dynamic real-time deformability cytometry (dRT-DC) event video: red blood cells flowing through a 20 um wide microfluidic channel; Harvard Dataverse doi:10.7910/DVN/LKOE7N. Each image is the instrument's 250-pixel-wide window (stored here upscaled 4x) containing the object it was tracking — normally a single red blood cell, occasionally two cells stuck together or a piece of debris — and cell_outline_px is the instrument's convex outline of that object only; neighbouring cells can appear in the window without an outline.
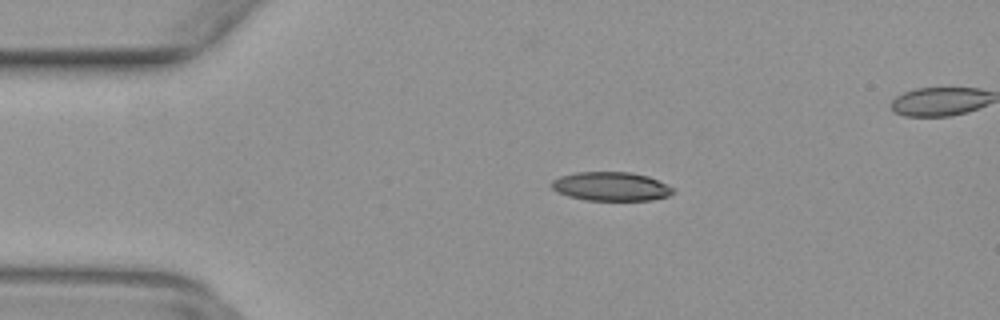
{"species": "common noctule bat (a hibernating species)", "species_latin": "Nyctalus noctula", "temperature_condition": "warm", "stored_images_in_passage": 46, "camera_frame_rate_fps": 3000, "um_per_image_px": 0.085, "animal": {"sex": "female", "body_mass_g": 29.2, "forearm_length_mm": 56.3}, "frame": {"image": 1, "passage_image": 9, "time_ms": 2.667, "image_size_px": [1000, 320], "cell_outline_px": [[676, 188], [668, 196], [652, 200], [584, 200], [568, 196], [556, 192], [552, 188], [552, 180], [560, 176], [576, 172], [628, 172], [648, 176]], "centroid_in_image_um": [51.93, 15.85], "position_along_channel_um": 33.1, "area_um2": 20.46}}
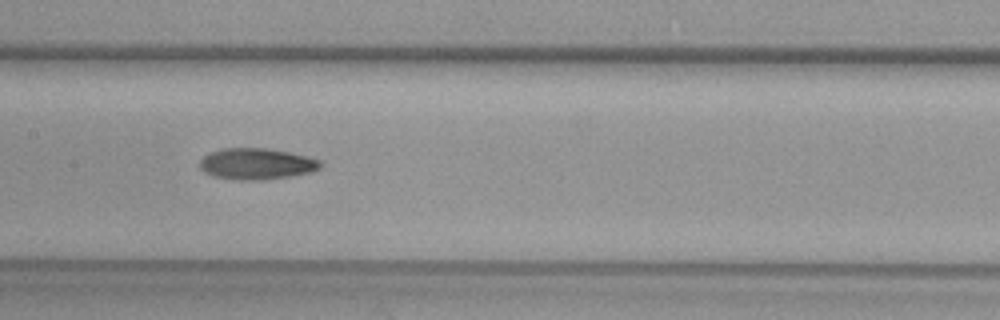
{"frame": {"image": 2, "passage_image": 23, "time_ms": 7.333, "image_size_px": [1000, 320], "cell_outline_px": [[324, 164], [320, 168], [312, 172], [264, 180], [240, 180], [212, 176], [204, 172], [200, 168], [200, 160], [204, 156], [220, 148], [268, 148], [288, 152], [320, 160]], "centroid_in_image_um": [21.8, 13.93], "position_along_channel_um": 185.6, "area_um2": 21.96}}
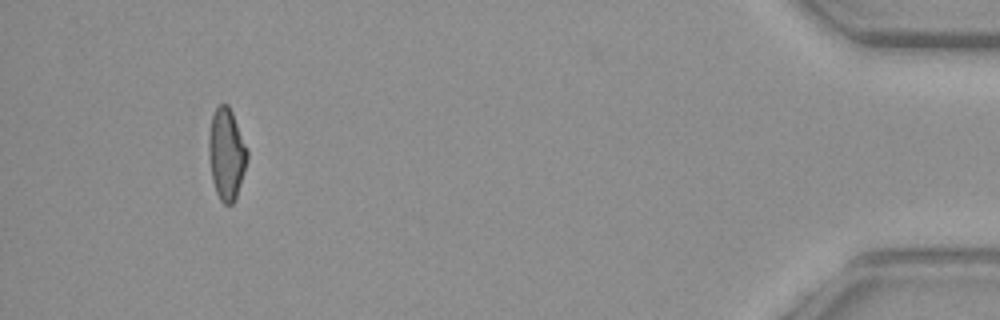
{"frame": {"image": 3, "passage_image": 45, "time_ms": 14.667, "image_size_px": [1000, 320], "cell_outline_px": [[248, 160], [236, 196], [232, 204], [224, 204], [220, 200], [216, 192], [212, 180], [208, 156], [208, 136], [212, 116], [216, 108], [220, 104], [228, 104], [232, 112], [248, 148]], "centroid_in_image_um": [19.25, 13.08], "position_along_channel_um": 416.0, "area_um2": 20.63}}